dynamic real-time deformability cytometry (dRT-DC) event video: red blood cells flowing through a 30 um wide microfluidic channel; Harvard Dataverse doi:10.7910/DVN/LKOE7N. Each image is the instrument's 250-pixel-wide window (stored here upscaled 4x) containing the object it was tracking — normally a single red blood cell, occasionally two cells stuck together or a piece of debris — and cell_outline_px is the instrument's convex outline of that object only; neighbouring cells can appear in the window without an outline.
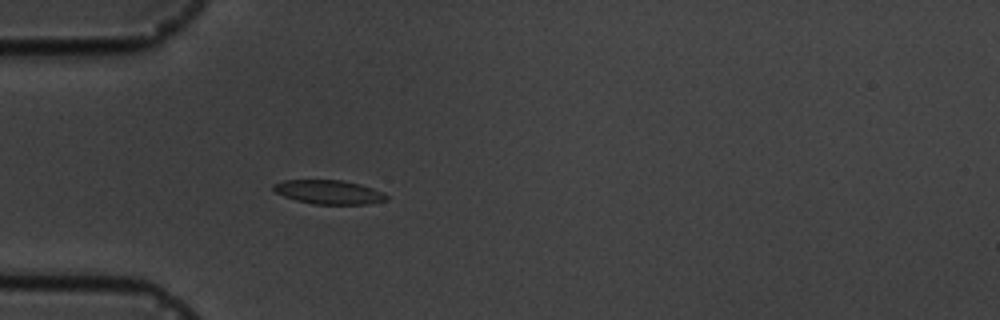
{"species": "common noctule bat (a hibernating species)", "species_latin": "Nyctalus noctula", "temperature_condition": "cold", "stored_images_in_passage": 2, "camera_frame_rate_fps": 3000, "um_per_image_px": 0.085, "animal": {"sex": "male", "body_mass_g": 19.5, "forearm_length_mm": 54.6}, "frame": {"image": 1, "passage_image": 2, "time_ms": 1.333, "image_size_px": [1000, 320], "cell_outline_px": [[388, 200], [368, 204], [312, 204], [296, 200], [284, 196], [276, 192], [272, 188], [272, 184], [284, 180], [340, 180], [360, 184], [384, 192], [388, 196]], "centroid_in_image_um": [27.96, 16.33], "position_along_channel_um": 57.0, "area_um2": 15.84}}